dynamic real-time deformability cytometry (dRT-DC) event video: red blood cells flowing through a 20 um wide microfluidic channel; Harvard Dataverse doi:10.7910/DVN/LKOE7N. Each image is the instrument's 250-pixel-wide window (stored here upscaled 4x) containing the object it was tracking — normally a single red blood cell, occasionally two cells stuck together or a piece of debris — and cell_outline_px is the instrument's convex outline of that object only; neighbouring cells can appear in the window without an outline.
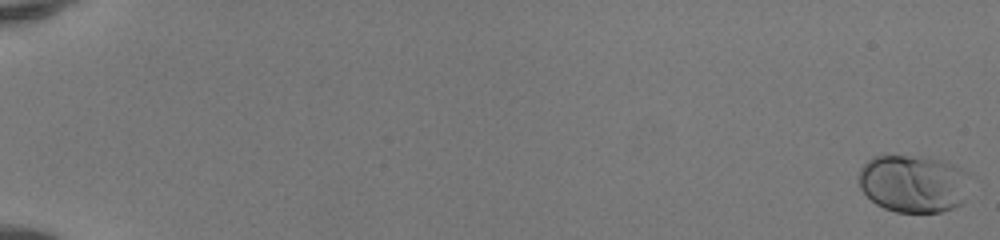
{"species": "human", "species_latin": "Homo sapiens", "temperature_condition": "room temperature", "stored_images_in_passage": 52, "camera_frame_rate_fps": 3000, "um_per_image_px": 0.085, "donor": {"sex": "female"}, "frame": {"image": 1, "passage_image": 1, "time_ms": 0.0, "image_size_px": [1000, 240], "cell_outline_px": [[968, 172], [964, 200], [960, 204], [952, 208], [940, 212], [896, 212], [884, 208], [876, 204], [860, 188], [860, 168], [872, 156], [912, 156], [940, 160], [956, 164]], "centroid_in_image_um": [77.63, 15.6], "position_along_channel_um": 7.4, "area_um2": 37.11}}
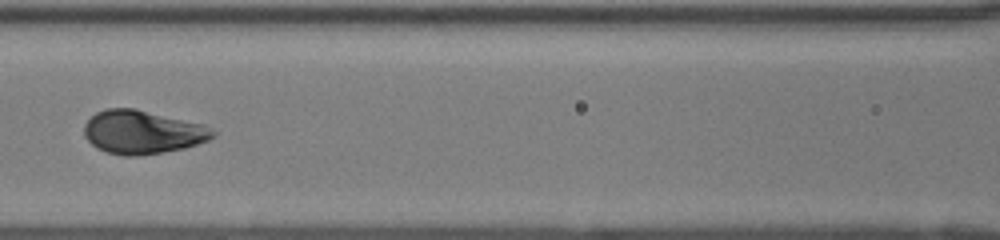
{"frame": {"image": 2, "passage_image": 27, "time_ms": 8.667, "image_size_px": [1000, 240], "cell_outline_px": [[216, 136], [208, 140], [184, 148], [164, 152], [136, 156], [124, 156], [108, 152], [96, 148], [84, 136], [84, 124], [96, 112], [104, 108], [132, 108], [204, 124], [212, 128], [216, 132]], "centroid_in_image_um": [12.11, 11.23], "position_along_channel_um": 154.5, "area_um2": 32.6}}
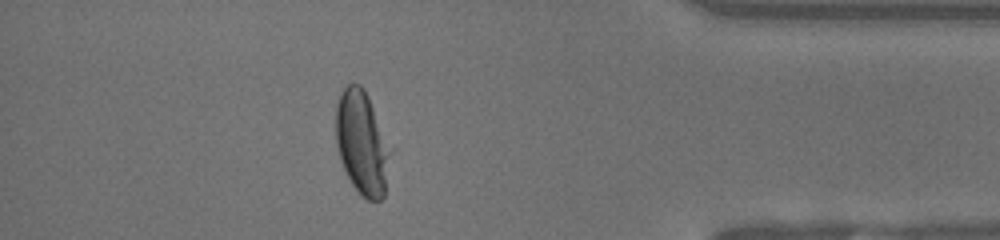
{"frame": {"image": 3, "passage_image": 47, "time_ms": 15.333, "image_size_px": [1000, 240], "cell_outline_px": [[388, 152], [384, 196], [380, 200], [368, 200], [352, 184], [340, 160], [336, 148], [336, 104], [344, 88], [348, 84], [360, 84], [364, 88], [368, 96]], "centroid_in_image_um": [30.68, 12.13], "position_along_channel_um": 404.5, "area_um2": 31.27}}